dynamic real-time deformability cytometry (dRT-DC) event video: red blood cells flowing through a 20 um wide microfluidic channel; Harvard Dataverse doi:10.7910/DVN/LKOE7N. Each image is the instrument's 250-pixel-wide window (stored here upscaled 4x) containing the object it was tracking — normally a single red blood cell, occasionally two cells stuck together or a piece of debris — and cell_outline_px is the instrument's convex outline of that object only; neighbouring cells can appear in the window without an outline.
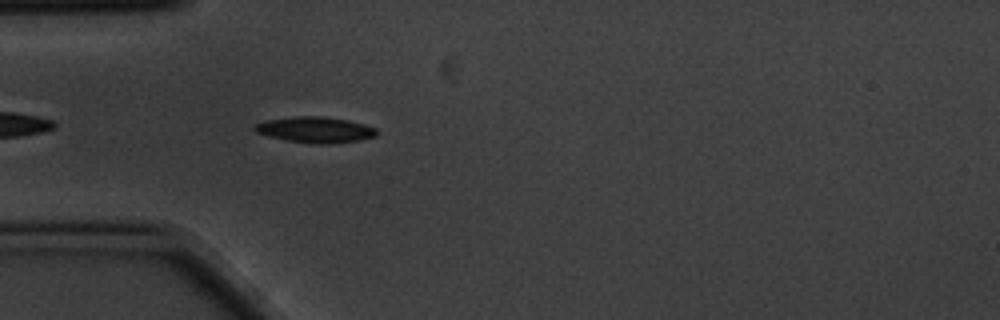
{"species": "common noctule bat (a hibernating species)", "species_latin": "Nyctalus noctula", "temperature_condition": "cold", "stored_images_in_passage": 1, "camera_frame_rate_fps": 3000, "um_per_image_px": 0.085, "animal": {"sex": "male", "body_mass_g": 20.1, "forearm_length_mm": 53.5}, "frame": {"image": 1, "passage_image": 1, "time_ms": 0.0, "image_size_px": [1000, 320], "cell_outline_px": [[376, 136], [360, 140], [328, 144], [312, 144], [288, 140], [268, 136], [256, 132], [252, 128], [256, 124], [268, 120], [296, 116], [320, 116], [348, 120], [364, 124], [376, 128]], "centroid_in_image_um": [26.81, 11.03], "position_along_channel_um": 58.2, "area_um2": 18.26}}